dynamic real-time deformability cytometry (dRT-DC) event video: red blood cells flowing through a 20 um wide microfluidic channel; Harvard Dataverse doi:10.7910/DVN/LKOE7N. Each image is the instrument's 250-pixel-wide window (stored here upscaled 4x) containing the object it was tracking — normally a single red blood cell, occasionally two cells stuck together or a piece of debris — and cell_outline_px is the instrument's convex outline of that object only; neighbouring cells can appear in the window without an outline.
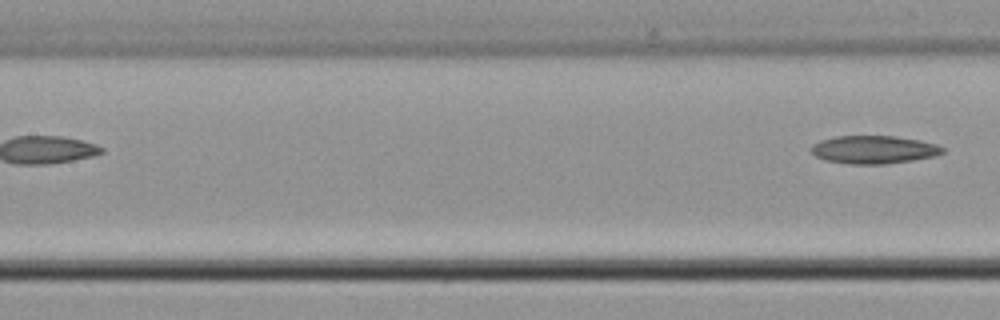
{"species": "common noctule bat (a hibernating species)", "species_latin": "Nyctalus noctula", "temperature_condition": "cold", "stored_images_in_passage": 5, "segment_of_instrument_passage": [2, 2], "camera_frame_rate_fps": 3000, "um_per_image_px": 0.085, "animal": {"sex": "male", "body_mass_g": 21.5, "forearm_length_mm": 52.0}, "frame": {"image": 1, "passage_image": 5, "time_ms": 1.333, "image_size_px": [1000, 320], "cell_outline_px": [[944, 152], [936, 156], [912, 160], [884, 164], [848, 164], [824, 160], [816, 156], [812, 152], [812, 144], [820, 140], [836, 136], [896, 136], [920, 140], [936, 144], [944, 148]], "centroid_in_image_um": [74.28, 12.72], "position_along_channel_um": 133.1, "area_um2": 21.5}}